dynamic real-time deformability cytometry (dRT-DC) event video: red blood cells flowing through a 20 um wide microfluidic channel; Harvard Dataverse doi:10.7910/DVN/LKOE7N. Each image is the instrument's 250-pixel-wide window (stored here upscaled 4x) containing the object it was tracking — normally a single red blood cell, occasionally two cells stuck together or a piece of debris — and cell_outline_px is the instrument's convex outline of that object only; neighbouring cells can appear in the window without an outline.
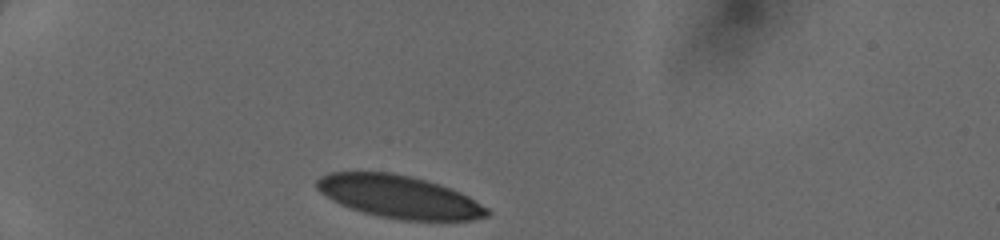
{"species": "human", "species_latin": "Homo sapiens", "temperature_condition": "cold", "stored_images_in_passage": 29, "camera_frame_rate_fps": 3000, "um_per_image_px": 0.085, "donor": {"sex": "female"}, "frame": {"image": 1, "passage_image": 1, "time_ms": 0.0, "image_size_px": [1000, 240], "cell_outline_px": [[488, 216], [472, 220], [400, 220], [376, 216], [340, 204], [324, 196], [316, 188], [316, 180], [320, 176], [328, 172], [392, 172], [424, 180], [460, 192], [468, 196], [488, 208]], "centroid_in_image_um": [33.88, 16.72], "position_along_channel_um": 51.1, "area_um2": 42.08}}
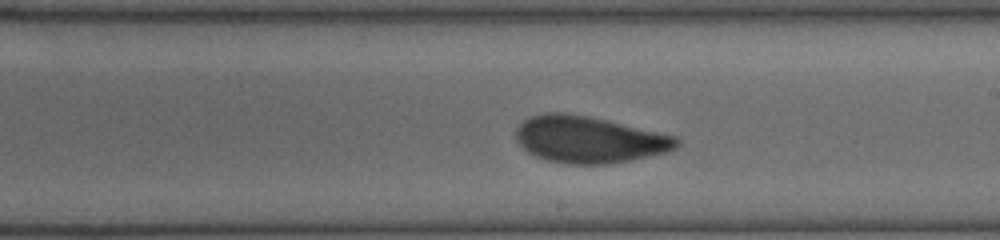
{"frame": {"image": 2, "passage_image": 17, "time_ms": 5.333, "image_size_px": [1000, 240], "cell_outline_px": [[680, 144], [676, 148], [668, 152], [632, 160], [608, 164], [568, 164], [544, 160], [528, 152], [516, 140], [516, 128], [524, 120], [532, 116], [544, 112], [564, 112], [588, 116], [676, 136], [680, 140]], "centroid_in_image_um": [50.07, 11.87], "position_along_channel_um": 238.9, "area_um2": 43.81}}
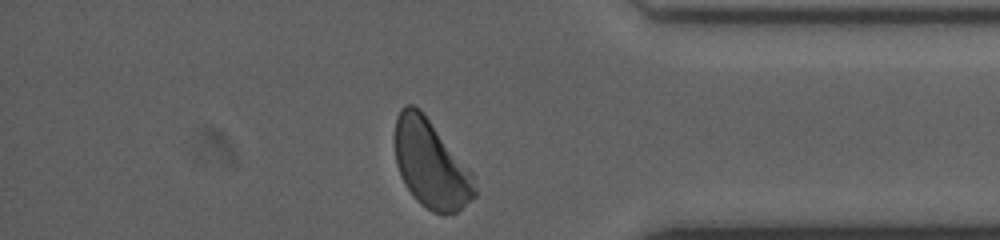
{"frame": {"image": 3, "passage_image": 29, "time_ms": 9.333, "image_size_px": [1000, 240], "cell_outline_px": [[476, 196], [456, 212], [432, 212], [420, 204], [416, 200], [404, 184], [400, 176], [396, 164], [396, 116], [400, 108], [404, 104], [412, 104], [420, 108], [472, 172], [476, 192]], "centroid_in_image_um": [36.61, 13.93], "position_along_channel_um": 398.6, "area_um2": 40.58}}